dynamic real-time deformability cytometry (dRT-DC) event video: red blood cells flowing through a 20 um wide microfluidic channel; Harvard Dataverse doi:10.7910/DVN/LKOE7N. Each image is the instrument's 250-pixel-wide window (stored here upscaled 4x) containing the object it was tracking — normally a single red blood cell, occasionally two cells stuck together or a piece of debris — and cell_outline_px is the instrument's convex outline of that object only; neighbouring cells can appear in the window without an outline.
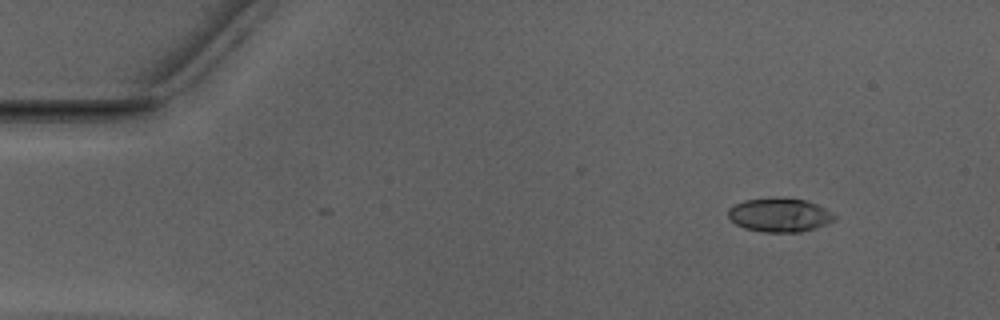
{"species": "Egyptian fruit bat (a non-hibernating species)", "species_latin": "Rousettus aegyptiacus", "temperature_condition": "warm", "stored_images_in_passage": 47, "camera_frame_rate_fps": 3000, "um_per_image_px": 0.085, "animal": {"sex": "male"}, "frame": {"image": 1, "passage_image": 1, "time_ms": 0.0, "image_size_px": [1000, 320], "cell_outline_px": [[836, 220], [800, 232], [764, 232], [744, 228], [736, 224], [728, 216], [728, 208], [744, 200], [804, 200], [816, 204], [832, 212], [836, 216]], "centroid_in_image_um": [66.26, 18.31], "position_along_channel_um": 18.7, "area_um2": 20.11}}
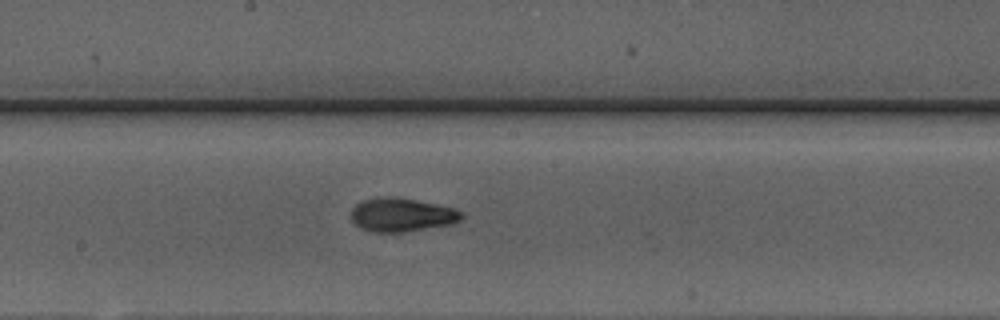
{"frame": {"image": 2, "passage_image": 23, "time_ms": 7.333, "image_size_px": [1000, 320], "cell_outline_px": [[464, 216], [460, 220], [452, 224], [404, 232], [372, 232], [360, 228], [352, 220], [352, 208], [356, 204], [364, 200], [380, 196], [396, 196], [456, 208], [464, 212]], "centroid_in_image_um": [34.17, 18.25], "position_along_channel_um": 214.0, "area_um2": 21.85}}
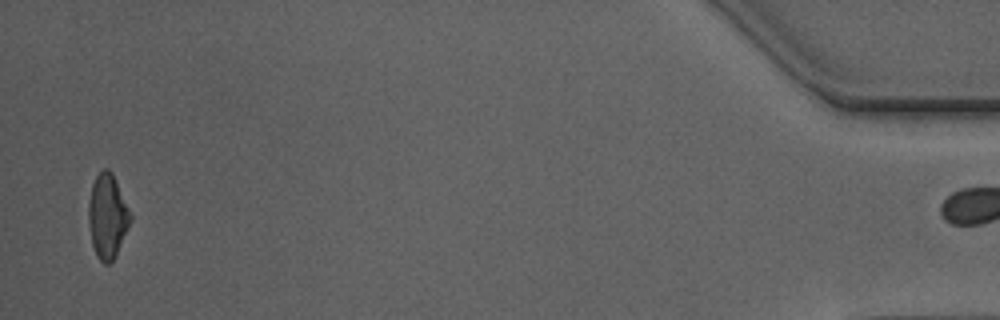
{"frame": {"image": 3, "passage_image": 46, "time_ms": 15.0, "image_size_px": [1000, 320], "cell_outline_px": [[132, 220], [116, 256], [108, 264], [104, 264], [96, 256], [92, 244], [88, 224], [88, 204], [92, 184], [96, 176], [104, 168], [108, 168], [112, 172], [132, 216]], "centroid_in_image_um": [9.13, 18.4], "position_along_channel_um": 426.1, "area_um2": 20.63}, "authors_computed_cell_mechanics": {"area_um2": 21.0392, "velocity_mm_per_s": 3.9598, "shape_relaxation_time_tau1_ms": 4.8763, "shape_relaxation_time_tau2_ms": 2.2167, "deformation_change_tau1": 0.1666, "deformation_change_tau2": 0.0789}}